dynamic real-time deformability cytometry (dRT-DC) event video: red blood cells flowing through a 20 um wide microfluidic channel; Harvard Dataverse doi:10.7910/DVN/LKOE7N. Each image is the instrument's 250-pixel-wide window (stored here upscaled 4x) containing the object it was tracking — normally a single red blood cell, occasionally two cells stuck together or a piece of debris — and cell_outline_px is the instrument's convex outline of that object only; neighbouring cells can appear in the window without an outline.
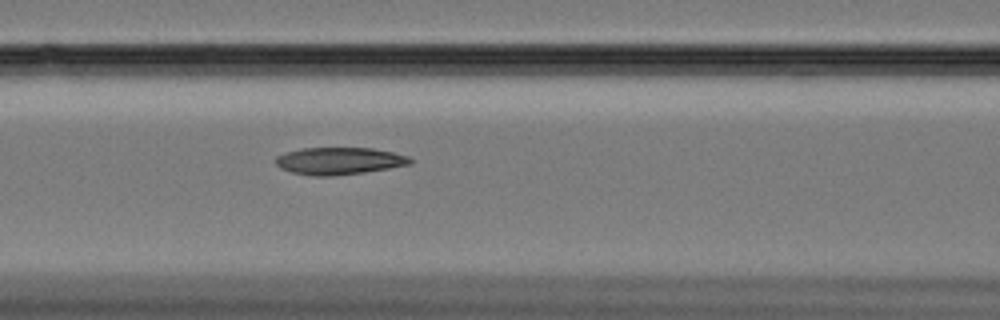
{"species": "Egyptian fruit bat (a non-hibernating species)", "species_latin": "Rousettus aegyptiacus", "temperature_condition": "cold", "stored_images_in_passage": 60, "camera_frame_rate_fps": 3000, "um_per_image_px": 0.085, "animal": {"sex": "female"}, "frame": {"image": 1, "passage_image": 26, "time_ms": 8.333, "image_size_px": [1000, 320], "cell_outline_px": [[412, 164], [364, 172], [332, 176], [312, 176], [292, 172], [280, 168], [272, 160], [276, 156], [284, 152], [300, 148], [372, 148], [392, 152], [408, 156], [412, 160]], "centroid_in_image_um": [28.77, 13.67], "position_along_channel_um": 137.8, "area_um2": 21.44}}
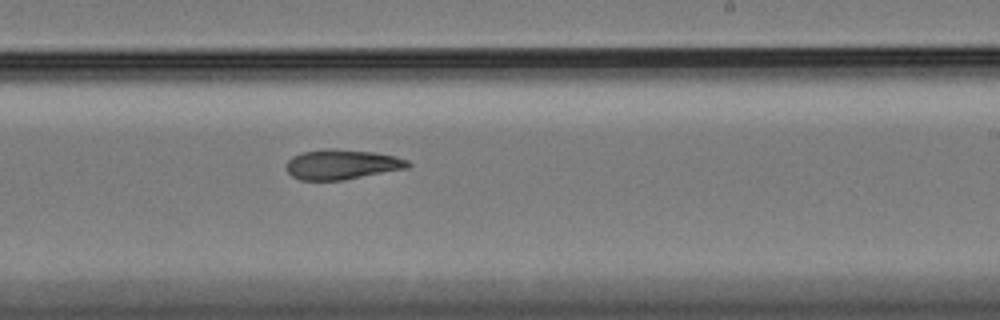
{"frame": {"image": 2, "passage_image": 37, "time_ms": 12.0, "image_size_px": [1000, 320], "cell_outline_px": [[412, 164], [408, 168], [344, 180], [300, 180], [292, 176], [288, 172], [284, 164], [292, 156], [304, 152], [328, 148], [332, 148], [372, 152], [396, 156], [408, 160]], "centroid_in_image_um": [29.06, 13.98], "position_along_channel_um": 259.9, "area_um2": 21.33}}
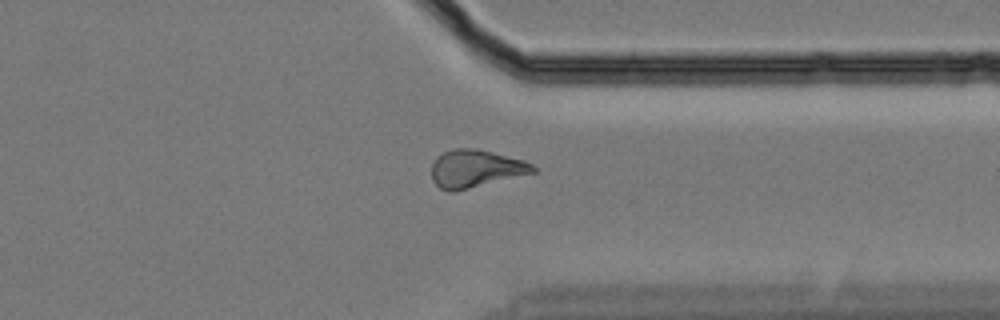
{"frame": {"image": 3, "passage_image": 47, "time_ms": 15.333, "image_size_px": [1000, 320], "cell_outline_px": [[536, 172], [452, 192], [448, 192], [440, 188], [432, 180], [432, 164], [436, 156], [452, 148], [476, 148], [524, 160], [532, 164], [536, 168]], "centroid_in_image_um": [40.4, 14.32], "position_along_channel_um": 371.0, "area_um2": 22.2}, "authors_computed_cell_mechanics": {"area_um2": 21.9929, "velocity_mm_per_s": 3.3421, "shape_relaxation_time_tau1_ms": null, "shape_relaxation_time_tau2_ms": 6.7189, "deformation_change_tau1": null, "deformation_change_tau2": 0.1421}}